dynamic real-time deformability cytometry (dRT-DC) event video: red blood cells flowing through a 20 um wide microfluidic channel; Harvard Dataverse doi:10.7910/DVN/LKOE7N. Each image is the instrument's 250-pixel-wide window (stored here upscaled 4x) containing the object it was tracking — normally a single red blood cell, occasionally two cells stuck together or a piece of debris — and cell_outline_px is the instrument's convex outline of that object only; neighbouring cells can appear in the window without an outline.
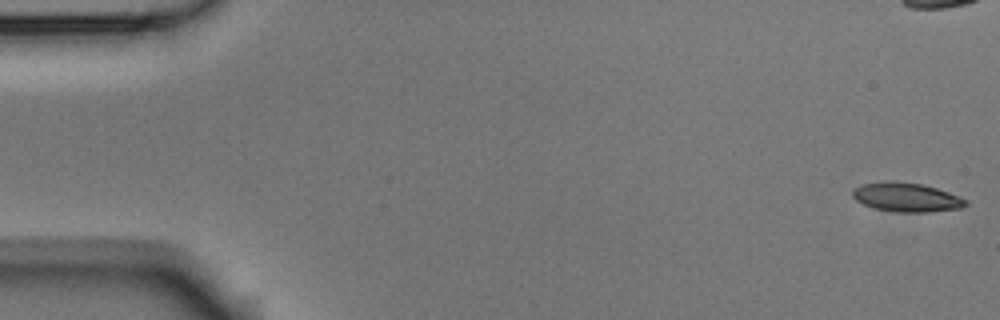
{"species": "Egyptian fruit bat (a non-hibernating species)", "species_latin": "Rousettus aegyptiacus", "temperature_condition": "room temperature", "stored_images_in_passage": 8, "camera_frame_rate_fps": 3000, "um_per_image_px": 0.085, "animal": {"sex": "male"}, "frame": {"image": 1, "passage_image": 1, "time_ms": 0.0, "image_size_px": [1000, 320], "cell_outline_px": [[968, 204], [960, 208], [928, 212], [896, 212], [876, 208], [864, 204], [856, 200], [852, 196], [852, 188], [860, 184], [884, 180], [896, 180], [920, 184], [936, 188], [960, 196], [968, 200]], "centroid_in_image_um": [77.02, 16.74], "position_along_channel_um": 8.0, "area_um2": 19.36}}
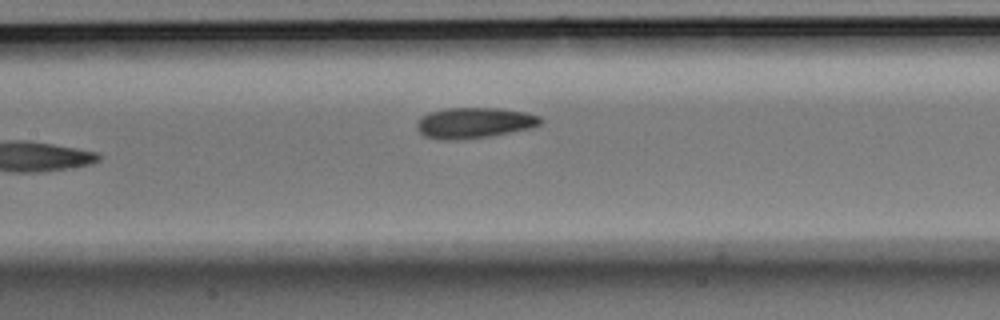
{"frame": {"image": 2, "passage_image": 8, "time_ms": 2.333, "image_size_px": [1000, 320], "cell_outline_px": [[540, 124], [532, 128], [488, 136], [424, 136], [416, 128], [416, 120], [420, 116], [428, 112], [448, 108], [500, 108], [524, 112], [540, 116]], "centroid_in_image_um": [40.34, 10.37], "position_along_channel_um": 167.1, "area_um2": 21.04}}